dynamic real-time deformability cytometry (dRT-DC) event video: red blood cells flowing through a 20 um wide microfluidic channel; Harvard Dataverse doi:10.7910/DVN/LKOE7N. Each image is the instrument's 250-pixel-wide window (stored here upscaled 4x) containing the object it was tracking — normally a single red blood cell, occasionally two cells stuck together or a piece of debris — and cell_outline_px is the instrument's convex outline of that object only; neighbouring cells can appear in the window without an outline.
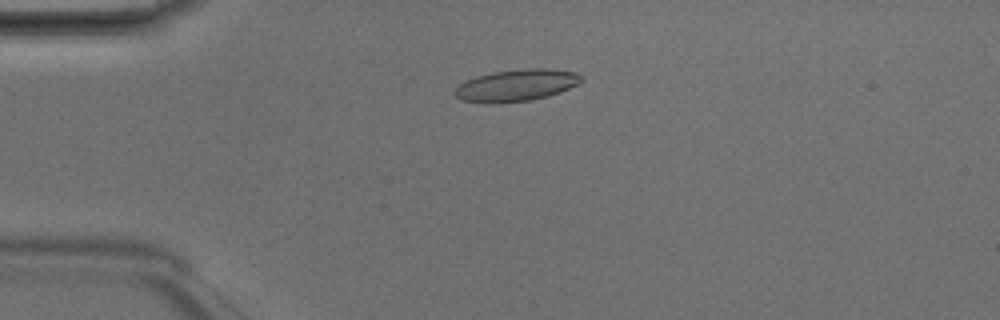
{"species": "Egyptian fruit bat (a non-hibernating species)", "species_latin": "Rousettus aegyptiacus", "temperature_condition": "room temperature", "stored_images_in_passage": 4, "camera_frame_rate_fps": 3000, "um_per_image_px": 0.085, "animal": {"sex": "male"}, "frame": {"image": 1, "passage_image": 4, "time_ms": 1.0, "image_size_px": [1000, 320], "cell_outline_px": [[584, 80], [560, 92], [548, 96], [528, 100], [496, 104], [460, 100], [452, 92], [464, 80], [476, 76], [492, 72], [524, 68], [544, 68], [576, 72]], "centroid_in_image_um": [43.84, 7.25], "position_along_channel_um": 41.2, "area_um2": 23.52}}